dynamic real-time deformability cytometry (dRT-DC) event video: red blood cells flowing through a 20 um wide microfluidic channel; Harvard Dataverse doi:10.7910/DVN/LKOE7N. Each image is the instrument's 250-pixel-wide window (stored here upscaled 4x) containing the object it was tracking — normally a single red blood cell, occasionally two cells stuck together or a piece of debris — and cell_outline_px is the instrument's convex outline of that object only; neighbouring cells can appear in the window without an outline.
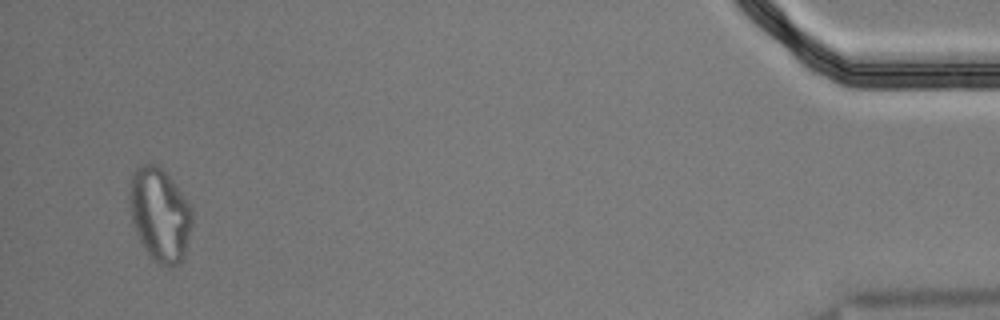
{"species": "Egyptian fruit bat (a non-hibernating species)", "species_latin": "Rousettus aegyptiacus", "temperature_condition": "cold", "stored_images_in_passage": 55, "segment_of_instrument_passage": [2, 2], "camera_frame_rate_fps": 3000, "um_per_image_px": 0.085, "animal": {"sex": "male"}, "frame": {"image": 1, "passage_image": 53, "time_ms": 17.333, "image_size_px": [1000, 320], "cell_outline_px": [[192, 224], [184, 256], [180, 264], [172, 268], [168, 268], [152, 260], [144, 248], [136, 232], [132, 220], [128, 200], [128, 192], [132, 176], [136, 168], [144, 164], [156, 164], [164, 168], [188, 200], [192, 212]], "centroid_in_image_um": [13.59, 18.24], "position_along_channel_um": 421.6, "area_um2": 34.62}}